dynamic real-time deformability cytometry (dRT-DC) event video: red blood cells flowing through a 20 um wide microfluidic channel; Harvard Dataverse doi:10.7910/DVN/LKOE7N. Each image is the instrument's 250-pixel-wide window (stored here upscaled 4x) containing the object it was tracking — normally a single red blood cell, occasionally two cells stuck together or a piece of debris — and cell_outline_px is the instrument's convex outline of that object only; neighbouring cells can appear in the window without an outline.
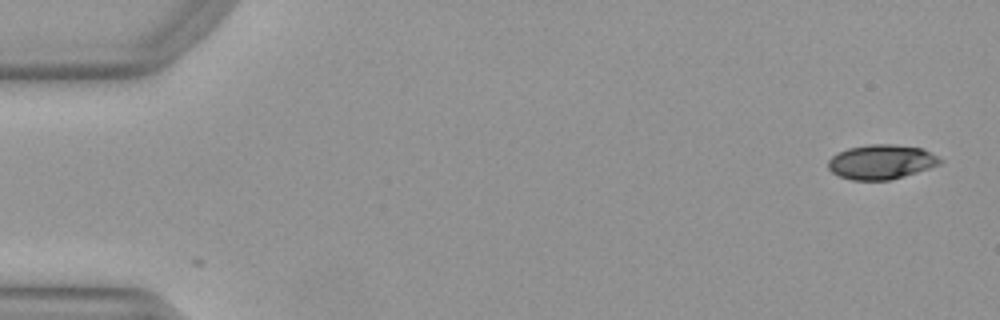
{"species": "Egyptian fruit bat (a non-hibernating species)", "species_latin": "Rousettus aegyptiacus", "temperature_condition": "warm", "stored_images_in_passage": 9, "camera_frame_rate_fps": 3000, "um_per_image_px": 0.085, "animal": {"sex": "female"}, "frame": {"image": 1, "passage_image": 2, "time_ms": 0.333, "image_size_px": [1000, 320], "cell_outline_px": [[944, 160], [940, 164], [904, 176], [888, 180], [852, 180], [840, 176], [832, 172], [828, 168], [828, 160], [836, 152], [848, 148], [872, 144], [892, 144], [920, 148]], "centroid_in_image_um": [74.87, 13.76], "position_along_channel_um": 10.1, "area_um2": 22.31}}